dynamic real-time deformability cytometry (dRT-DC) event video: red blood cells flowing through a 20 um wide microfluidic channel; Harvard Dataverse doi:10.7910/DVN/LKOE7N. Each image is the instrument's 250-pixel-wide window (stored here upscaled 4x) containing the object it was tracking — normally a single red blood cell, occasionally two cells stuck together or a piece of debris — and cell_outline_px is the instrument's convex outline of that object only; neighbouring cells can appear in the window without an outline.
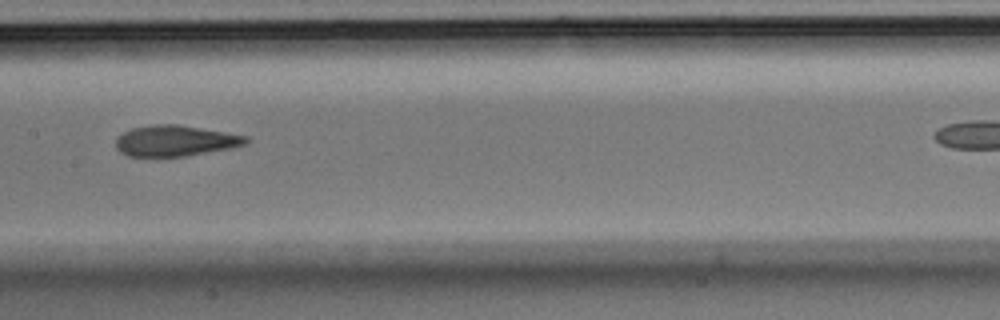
{"species": "Egyptian fruit bat (a non-hibernating species)", "species_latin": "Rousettus aegyptiacus", "temperature_condition": "room temperature", "stored_images_in_passage": 10, "camera_frame_rate_fps": 3000, "um_per_image_px": 0.085, "animal": {"sex": "male"}, "frame": {"image": 1, "passage_image": 7, "time_ms": 2.0, "image_size_px": [1000, 320], "cell_outline_px": [[248, 144], [232, 148], [184, 156], [128, 156], [120, 152], [116, 148], [116, 140], [124, 132], [132, 128], [152, 124], [176, 124], [248, 136]], "centroid_in_image_um": [14.91, 11.97], "position_along_channel_um": 192.5, "area_um2": 23.24}}
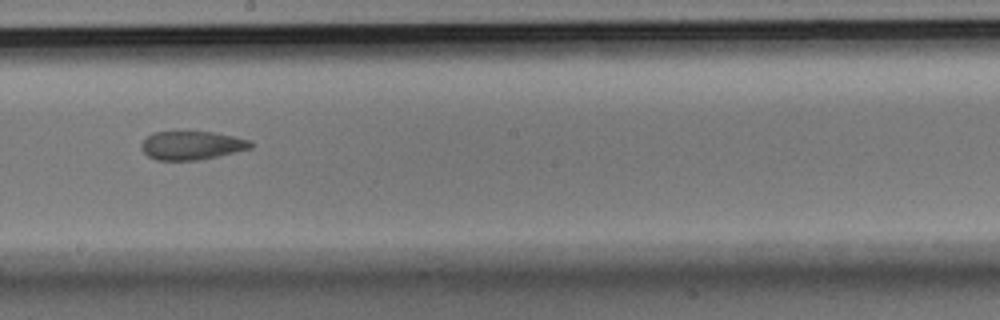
{"frame": {"image": 2, "passage_image": 9, "time_ms": 2.667, "image_size_px": [1000, 320], "cell_outline_px": [[252, 148], [200, 160], [156, 160], [148, 156], [140, 148], [140, 144], [152, 132], [176, 128], [188, 128], [212, 132], [252, 140]], "centroid_in_image_um": [16.24, 12.29], "position_along_channel_um": 232.0, "area_um2": 19.19}}
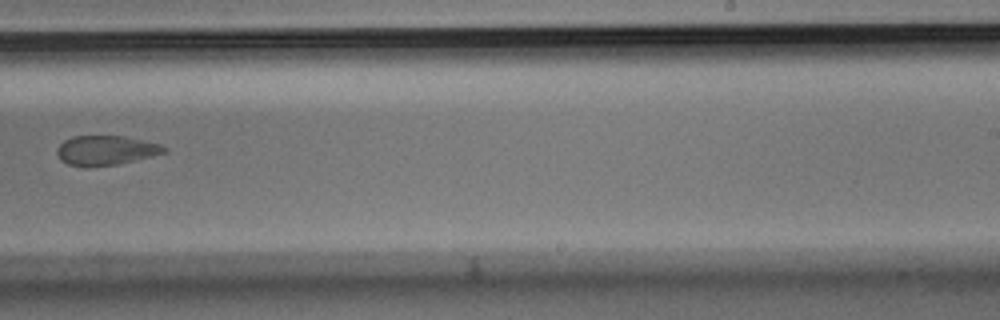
{"frame": {"image": 3, "passage_image": 10, "time_ms": 3.0, "image_size_px": [1000, 320], "cell_outline_px": [[168, 152], [136, 160], [116, 164], [88, 168], [68, 164], [60, 160], [56, 152], [56, 148], [64, 140], [72, 136], [124, 136], [160, 144], [168, 148]], "centroid_in_image_um": [8.98, 12.79], "position_along_channel_um": 280.0, "area_um2": 18.67}}